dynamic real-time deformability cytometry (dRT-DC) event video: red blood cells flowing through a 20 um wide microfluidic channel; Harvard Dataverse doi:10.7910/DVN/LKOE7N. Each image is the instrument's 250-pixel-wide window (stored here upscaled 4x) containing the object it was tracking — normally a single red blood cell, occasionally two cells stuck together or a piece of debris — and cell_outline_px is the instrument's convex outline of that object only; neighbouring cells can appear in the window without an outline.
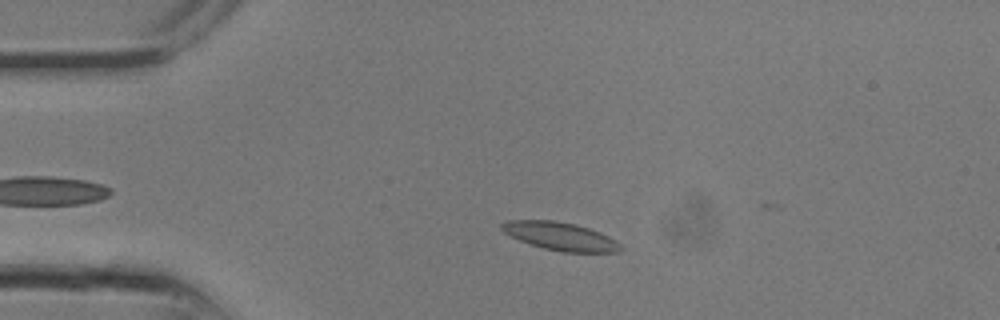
{"species": "common noctule bat (a hibernating species)", "species_latin": "Nyctalus noctula", "temperature_condition": "room temperature", "stored_images_in_passage": 11, "camera_frame_rate_fps": 3000, "um_per_image_px": 0.085, "animal": {"sex": "male", "body_mass_g": 13.3}, "frame": {"image": 1, "passage_image": 4, "time_ms": 1.0, "image_size_px": [1000, 320], "cell_outline_px": [[624, 248], [616, 252], [560, 252], [544, 248], [520, 240], [504, 232], [500, 228], [500, 224], [508, 220], [552, 220], [576, 224], [600, 232], [616, 240]], "centroid_in_image_um": [47.64, 20.08], "position_along_channel_um": 37.4, "area_um2": 19.36}}
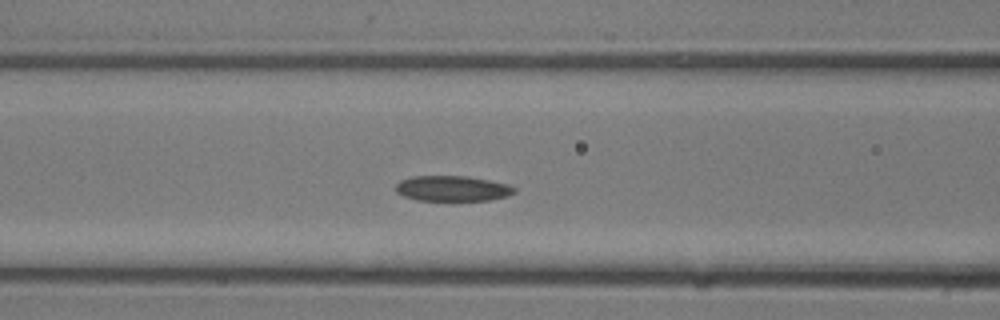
{"frame": {"image": 2, "passage_image": 9, "time_ms": 2.667, "image_size_px": [1000, 320], "cell_outline_px": [[516, 192], [508, 196], [488, 200], [416, 200], [404, 196], [396, 192], [396, 184], [400, 180], [412, 176], [468, 176], [508, 184], [516, 188]], "centroid_in_image_um": [38.46, 16.01], "position_along_channel_um": 128.1, "area_um2": 17.57}}
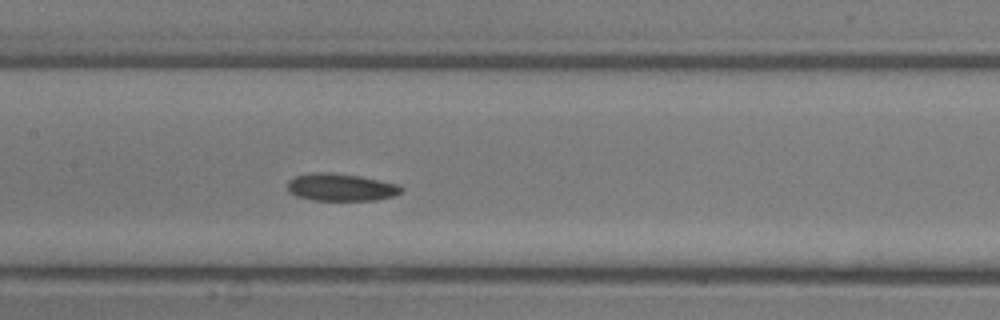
{"frame": {"image": 3, "passage_image": 11, "time_ms": 3.333, "image_size_px": [1000, 320], "cell_outline_px": [[404, 192], [396, 196], [376, 200], [312, 200], [296, 196], [288, 192], [288, 180], [296, 176], [316, 172], [328, 172], [360, 176], [380, 180], [396, 184], [404, 188]], "centroid_in_image_um": [29.01, 15.92], "position_along_channel_um": 178.4, "area_um2": 18.32}}